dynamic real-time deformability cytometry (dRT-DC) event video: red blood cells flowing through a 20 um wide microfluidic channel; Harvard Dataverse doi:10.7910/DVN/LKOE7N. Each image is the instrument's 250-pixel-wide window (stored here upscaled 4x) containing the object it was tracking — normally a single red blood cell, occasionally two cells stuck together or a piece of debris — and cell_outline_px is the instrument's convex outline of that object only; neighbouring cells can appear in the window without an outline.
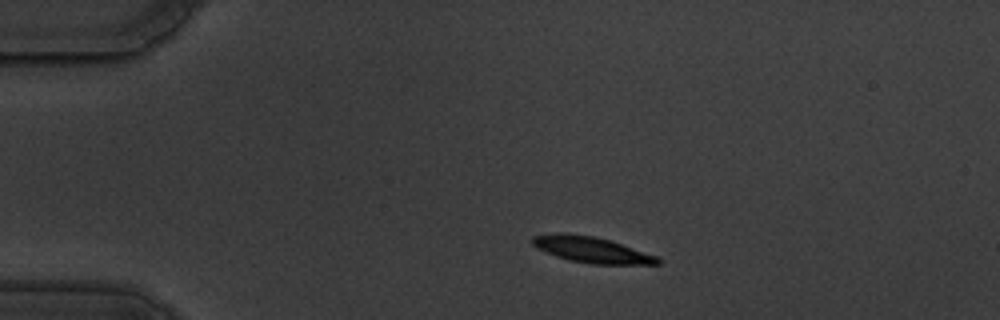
{"species": "common noctule bat (a hibernating species)", "species_latin": "Nyctalus noctula", "temperature_condition": "warm", "stored_images_in_passage": 17, "camera_frame_rate_fps": 3000, "um_per_image_px": 0.085, "animal": {"sex": "male", "body_mass_g": 19.5, "forearm_length_mm": 54.6}, "frame": {"image": 1, "passage_image": 8, "time_ms": 2.333, "image_size_px": [1000, 320], "cell_outline_px": [[660, 264], [592, 264], [568, 260], [556, 256], [536, 248], [532, 244], [532, 236], [556, 232], [564, 232], [592, 236], [608, 240], [656, 256], [660, 260]], "centroid_in_image_um": [50.2, 21.22], "position_along_channel_um": 34.8, "area_um2": 18.73}}